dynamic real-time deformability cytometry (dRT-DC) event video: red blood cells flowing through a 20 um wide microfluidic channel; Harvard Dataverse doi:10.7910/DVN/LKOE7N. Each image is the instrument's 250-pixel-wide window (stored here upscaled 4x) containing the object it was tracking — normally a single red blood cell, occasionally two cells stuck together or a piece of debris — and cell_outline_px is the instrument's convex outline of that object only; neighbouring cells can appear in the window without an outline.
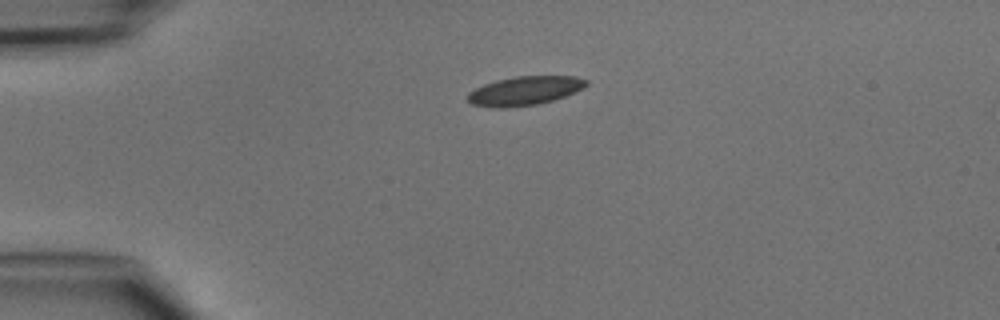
{"species": "common noctule bat (a hibernating species)", "species_latin": "Nyctalus noctula", "temperature_condition": "cold", "stored_images_in_passage": 2, "camera_frame_rate_fps": 3000, "um_per_image_px": 0.085, "animal": {"sex": "male", "body_mass_g": 15.6}, "frame": {"image": 1, "passage_image": 1, "time_ms": 0.0, "image_size_px": [1000, 320], "cell_outline_px": [[588, 84], [564, 96], [552, 100], [536, 104], [504, 108], [500, 108], [472, 104], [468, 100], [468, 92], [484, 84], [496, 80], [516, 76], [576, 76], [588, 80]], "centroid_in_image_um": [44.57, 7.7], "position_along_channel_um": 40.4, "area_um2": 19.65}}